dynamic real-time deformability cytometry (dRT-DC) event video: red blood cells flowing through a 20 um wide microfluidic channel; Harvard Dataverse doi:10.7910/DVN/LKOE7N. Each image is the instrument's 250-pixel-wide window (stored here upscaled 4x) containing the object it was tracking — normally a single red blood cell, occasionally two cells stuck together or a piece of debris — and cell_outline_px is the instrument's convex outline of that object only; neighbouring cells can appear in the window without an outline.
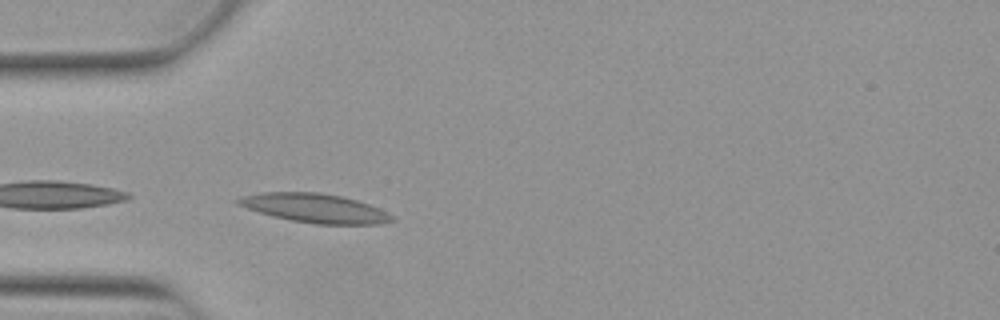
{"species": "Egyptian fruit bat (a non-hibernating species)", "species_latin": "Rousettus aegyptiacus", "temperature_condition": "warm", "stored_images_in_passage": 7, "camera_frame_rate_fps": 3000, "um_per_image_px": 0.085, "animal": {"sex": "female"}, "frame": {"image": 1, "passage_image": 1, "time_ms": 0.0, "image_size_px": [1000, 320], "cell_outline_px": [[396, 220], [380, 224], [316, 224], [292, 220], [272, 216], [236, 204], [232, 200], [240, 196], [260, 192], [320, 192], [340, 196], [356, 200], [368, 204], [392, 216]], "centroid_in_image_um": [26.69, 17.68], "position_along_channel_um": 58.3, "area_um2": 25.84}}